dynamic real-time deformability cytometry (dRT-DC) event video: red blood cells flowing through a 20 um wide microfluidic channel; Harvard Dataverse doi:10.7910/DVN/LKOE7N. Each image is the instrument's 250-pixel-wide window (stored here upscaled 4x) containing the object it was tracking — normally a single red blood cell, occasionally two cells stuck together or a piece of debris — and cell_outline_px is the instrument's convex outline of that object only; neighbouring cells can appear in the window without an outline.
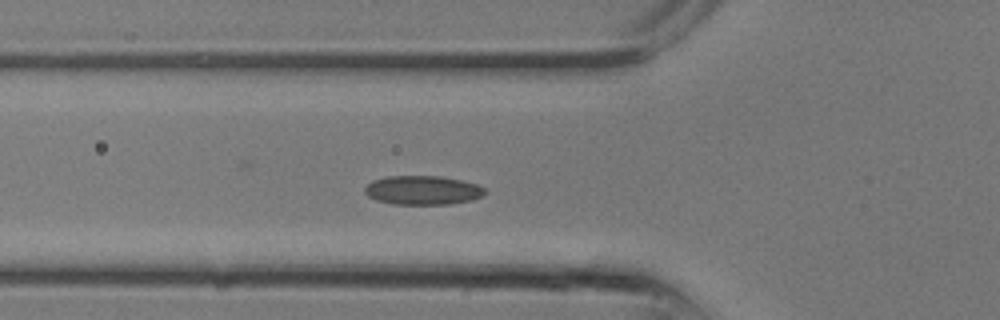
{"species": "common noctule bat (a hibernating species)", "species_latin": "Nyctalus noctula", "temperature_condition": "room temperature", "stored_images_in_passage": 16, "camera_frame_rate_fps": 3000, "um_per_image_px": 0.085, "animal": {"sex": "male", "body_mass_g": 13.3}, "frame": {"image": 1, "passage_image": 6, "time_ms": 1.667, "image_size_px": [1000, 320], "cell_outline_px": [[488, 192], [472, 200], [448, 204], [392, 204], [376, 200], [368, 196], [364, 192], [364, 188], [372, 180], [388, 176], [440, 176], [464, 180], [476, 184], [484, 188]], "centroid_in_image_um": [35.92, 16.16], "position_along_channel_um": 89.9, "area_um2": 20.4}}
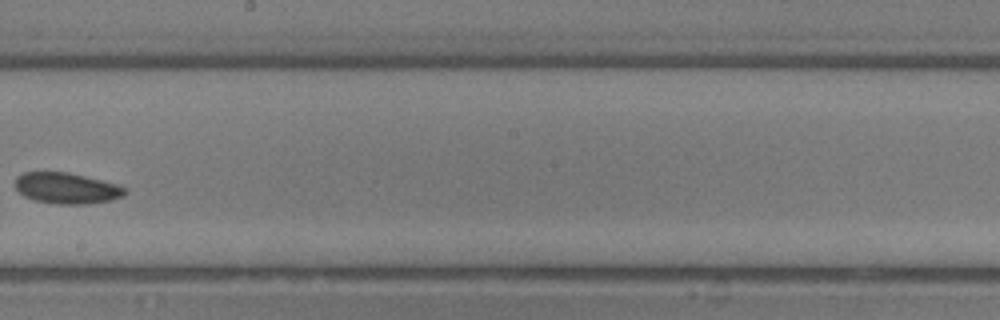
{"frame": {"image": 2, "passage_image": 12, "time_ms": 3.667, "image_size_px": [1000, 320], "cell_outline_px": [[128, 192], [124, 196], [112, 200], [84, 204], [60, 204], [36, 200], [24, 196], [12, 184], [16, 176], [24, 172], [68, 172], [116, 184], [128, 188]], "centroid_in_image_um": [5.66, 15.99], "position_along_channel_um": 242.5, "area_um2": 19.88}}
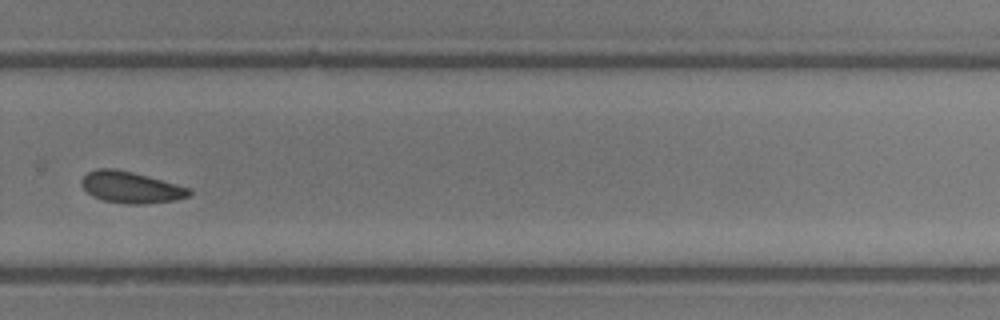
{"frame": {"image": 3, "passage_image": 15, "time_ms": 4.667, "image_size_px": [1000, 320], "cell_outline_px": [[192, 192], [188, 196], [176, 200], [144, 204], [128, 204], [104, 200], [92, 196], [80, 184], [80, 180], [88, 172], [96, 168], [116, 168], [148, 176], [192, 188]], "centroid_in_image_um": [11.13, 15.91], "position_along_channel_um": 318.7, "area_um2": 19.83}}